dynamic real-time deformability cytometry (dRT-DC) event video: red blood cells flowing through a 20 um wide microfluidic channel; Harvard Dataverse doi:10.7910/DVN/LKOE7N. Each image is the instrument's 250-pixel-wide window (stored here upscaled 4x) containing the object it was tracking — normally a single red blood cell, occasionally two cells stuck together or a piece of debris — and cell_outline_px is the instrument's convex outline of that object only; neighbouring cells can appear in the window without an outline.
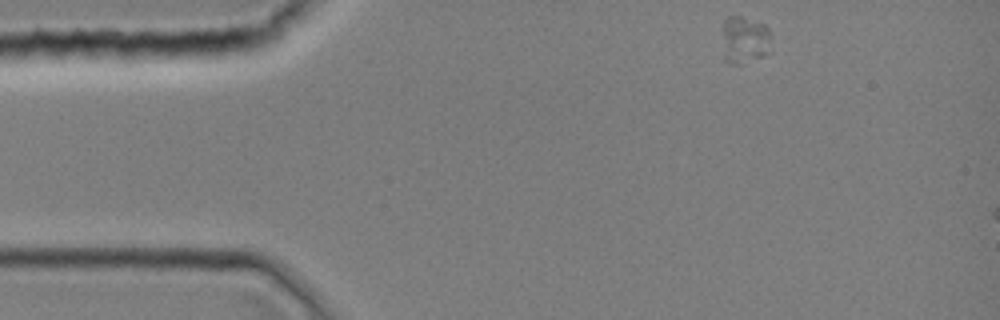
{"species": "common noctule bat (a hibernating species)", "species_latin": "Nyctalus noctula", "temperature_condition": "room temperature", "stored_images_in_passage": 6, "segment_of_instrument_passage": [1, 2], "camera_frame_rate_fps": 3000, "um_per_image_px": 0.085, "animal": {"sex": "female", "body_mass_g": 19.0, "forearm_length_mm": 51.5}, "frame": {"image": 1, "passage_image": 1, "time_ms": 0.0, "image_size_px": [1000, 320], "cell_outline_px": [[772, 52], [764, 56], [740, 64], [728, 64], [724, 60], [724, 20], [728, 16], [740, 16], [764, 24], [768, 28], [772, 36]], "centroid_in_image_um": [63.36, 3.41], "position_along_channel_um": 21.6, "area_um2": 13.81}}